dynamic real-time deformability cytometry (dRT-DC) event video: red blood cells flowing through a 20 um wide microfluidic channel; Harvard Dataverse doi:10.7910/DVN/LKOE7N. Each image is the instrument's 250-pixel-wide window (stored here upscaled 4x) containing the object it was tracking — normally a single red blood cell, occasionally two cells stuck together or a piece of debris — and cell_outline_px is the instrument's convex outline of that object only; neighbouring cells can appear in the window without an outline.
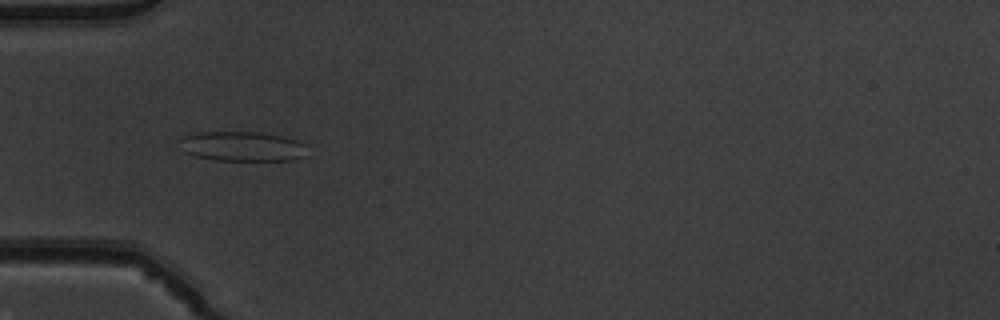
{"species": "common noctule bat (a hibernating species)", "species_latin": "Nyctalus noctula", "temperature_condition": "warm", "stored_images_in_passage": 44, "camera_frame_rate_fps": 3000, "um_per_image_px": 0.085, "animal": {"sex": "male", "body_mass_g": 19.5, "forearm_length_mm": 54.6}, "frame": {"image": 1, "passage_image": 9, "time_ms": 2.667, "image_size_px": [1000, 320], "cell_outline_px": [[304, 156], [292, 160], [216, 160], [196, 156], [184, 152], [176, 140], [184, 136], [196, 132], [260, 132], [284, 136], [296, 140], [304, 144]], "centroid_in_image_um": [20.52, 12.43], "position_along_channel_um": 64.5, "area_um2": 22.14}}
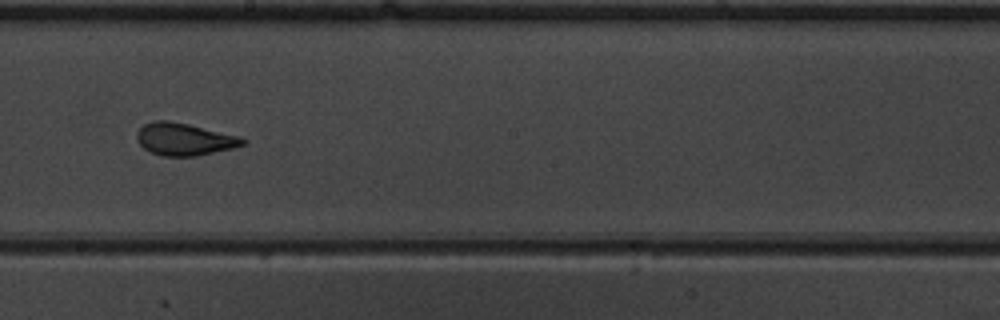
{"frame": {"image": 2, "passage_image": 22, "time_ms": 7.0, "image_size_px": [1000, 320], "cell_outline_px": [[248, 144], [232, 148], [196, 156], [164, 156], [148, 152], [136, 140], [136, 132], [144, 124], [152, 120], [168, 120], [188, 124], [240, 136], [248, 140]], "centroid_in_image_um": [15.66, 11.83], "position_along_channel_um": 232.5, "area_um2": 20.17}}
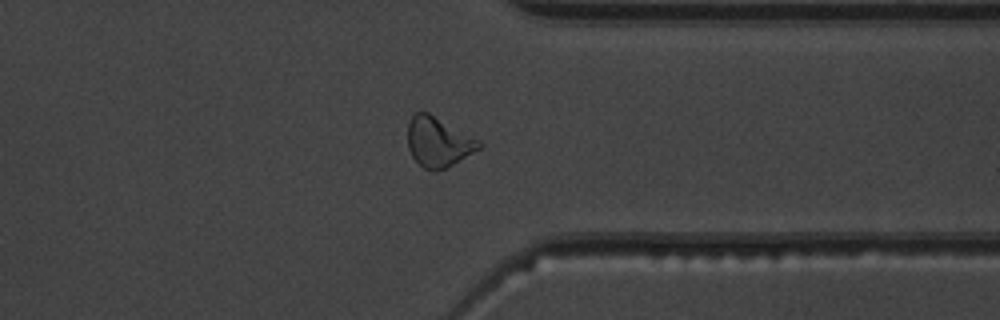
{"frame": {"image": 3, "passage_image": 33, "time_ms": 10.667, "image_size_px": [1000, 320], "cell_outline_px": [[484, 144], [480, 148], [452, 164], [436, 172], [424, 168], [412, 156], [408, 148], [408, 120], [416, 112], [428, 112], [480, 140]], "centroid_in_image_um": [37.24, 12.05], "position_along_channel_um": 374.2, "area_um2": 20.52}, "authors_computed_cell_mechanics": {"area_um2": 20.6635, "velocity_mm_per_s": 3.9286, "shape_relaxation_time_tau1_ms": null, "shape_relaxation_time_tau2_ms": 1.0236, "deformation_change_tau1": null, "deformation_change_tau2": 0.0958}}